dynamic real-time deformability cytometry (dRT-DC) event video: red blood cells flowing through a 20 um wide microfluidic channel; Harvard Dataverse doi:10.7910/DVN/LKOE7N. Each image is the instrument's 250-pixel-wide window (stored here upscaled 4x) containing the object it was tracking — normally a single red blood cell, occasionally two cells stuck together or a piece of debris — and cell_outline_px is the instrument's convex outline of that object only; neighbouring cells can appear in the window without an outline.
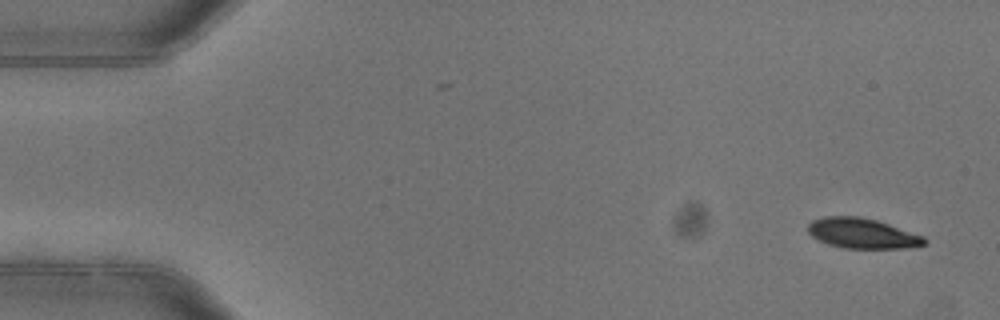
{"species": "common noctule bat (a hibernating species)", "species_latin": "Nyctalus noctula", "temperature_condition": "warm", "stored_images_in_passage": 4, "camera_frame_rate_fps": 3000, "um_per_image_px": 0.085, "animal": {"sex": "female"}, "frame": {"image": 1, "passage_image": 1, "time_ms": 0.0, "image_size_px": [1000, 320], "cell_outline_px": [[928, 240], [924, 244], [904, 248], [844, 248], [828, 244], [812, 236], [808, 232], [808, 224], [812, 220], [824, 216], [860, 216], [876, 220], [924, 236]], "centroid_in_image_um": [73.27, 19.82], "position_along_channel_um": 11.7, "area_um2": 20.35}}